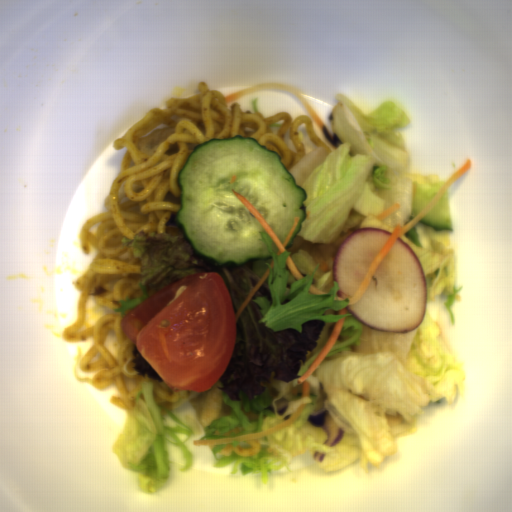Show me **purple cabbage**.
Returning a JSON list of instances; mask_svg holds the SVG:
<instances>
[{
  "instance_id": "c1f60e8f",
  "label": "purple cabbage",
  "mask_w": 512,
  "mask_h": 512,
  "mask_svg": "<svg viewBox=\"0 0 512 512\" xmlns=\"http://www.w3.org/2000/svg\"><path fill=\"white\" fill-rule=\"evenodd\" d=\"M308 421L316 427H322L327 435V439L323 445L327 447H334L342 441L345 437V430L340 428L337 422L332 418L327 408H321L313 411L308 416Z\"/></svg>"
},
{
  "instance_id": "ea28d5fd",
  "label": "purple cabbage",
  "mask_w": 512,
  "mask_h": 512,
  "mask_svg": "<svg viewBox=\"0 0 512 512\" xmlns=\"http://www.w3.org/2000/svg\"><path fill=\"white\" fill-rule=\"evenodd\" d=\"M321 131L327 142L330 143L336 150L344 143L337 134V132H335L333 137L331 138L329 130L326 125H323Z\"/></svg>"
},
{
  "instance_id": "f65ffa83",
  "label": "purple cabbage",
  "mask_w": 512,
  "mask_h": 512,
  "mask_svg": "<svg viewBox=\"0 0 512 512\" xmlns=\"http://www.w3.org/2000/svg\"><path fill=\"white\" fill-rule=\"evenodd\" d=\"M289 404H290V399L283 400L281 403H278L276 405V408H277L276 414H278L279 416H282L287 411Z\"/></svg>"
}]
</instances>
